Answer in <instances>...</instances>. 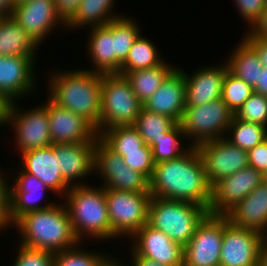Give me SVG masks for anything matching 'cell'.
Masks as SVG:
<instances>
[{"label":"cell","instance_id":"1","mask_svg":"<svg viewBox=\"0 0 267 266\" xmlns=\"http://www.w3.org/2000/svg\"><path fill=\"white\" fill-rule=\"evenodd\" d=\"M150 194L162 199L191 202L209 210L212 186L198 149L193 146L176 159L154 164Z\"/></svg>","mask_w":267,"mask_h":266},{"label":"cell","instance_id":"2","mask_svg":"<svg viewBox=\"0 0 267 266\" xmlns=\"http://www.w3.org/2000/svg\"><path fill=\"white\" fill-rule=\"evenodd\" d=\"M47 96L61 108L87 120L100 135L102 74L91 69L56 71L48 78Z\"/></svg>","mask_w":267,"mask_h":266},{"label":"cell","instance_id":"3","mask_svg":"<svg viewBox=\"0 0 267 266\" xmlns=\"http://www.w3.org/2000/svg\"><path fill=\"white\" fill-rule=\"evenodd\" d=\"M16 227L21 245L58 253L81 243L75 236L65 204L32 211L21 216L12 226Z\"/></svg>","mask_w":267,"mask_h":266},{"label":"cell","instance_id":"4","mask_svg":"<svg viewBox=\"0 0 267 266\" xmlns=\"http://www.w3.org/2000/svg\"><path fill=\"white\" fill-rule=\"evenodd\" d=\"M99 187V188H98ZM75 236L80 242L93 238L110 240V221L105 188L89 184L71 186L64 197ZM84 239V240H83Z\"/></svg>","mask_w":267,"mask_h":266},{"label":"cell","instance_id":"5","mask_svg":"<svg viewBox=\"0 0 267 266\" xmlns=\"http://www.w3.org/2000/svg\"><path fill=\"white\" fill-rule=\"evenodd\" d=\"M207 214L206 208L191 202L151 197L147 224L184 247Z\"/></svg>","mask_w":267,"mask_h":266},{"label":"cell","instance_id":"6","mask_svg":"<svg viewBox=\"0 0 267 266\" xmlns=\"http://www.w3.org/2000/svg\"><path fill=\"white\" fill-rule=\"evenodd\" d=\"M142 108L125 76L102 74L100 134L116 126L133 125Z\"/></svg>","mask_w":267,"mask_h":266},{"label":"cell","instance_id":"7","mask_svg":"<svg viewBox=\"0 0 267 266\" xmlns=\"http://www.w3.org/2000/svg\"><path fill=\"white\" fill-rule=\"evenodd\" d=\"M150 193L105 189L110 240L131 237L148 221Z\"/></svg>","mask_w":267,"mask_h":266},{"label":"cell","instance_id":"8","mask_svg":"<svg viewBox=\"0 0 267 266\" xmlns=\"http://www.w3.org/2000/svg\"><path fill=\"white\" fill-rule=\"evenodd\" d=\"M234 116V112L218 98L204 105L185 107L180 124L188 143L190 141L196 147L209 140L225 138Z\"/></svg>","mask_w":267,"mask_h":266},{"label":"cell","instance_id":"9","mask_svg":"<svg viewBox=\"0 0 267 266\" xmlns=\"http://www.w3.org/2000/svg\"><path fill=\"white\" fill-rule=\"evenodd\" d=\"M17 104V101L11 102L7 124L13 127L18 152L22 154L52 145L47 100L29 110H22Z\"/></svg>","mask_w":267,"mask_h":266},{"label":"cell","instance_id":"10","mask_svg":"<svg viewBox=\"0 0 267 266\" xmlns=\"http://www.w3.org/2000/svg\"><path fill=\"white\" fill-rule=\"evenodd\" d=\"M94 173L100 175L103 188L122 191L150 193V180L142 173L132 170L123 157L115 154L99 138L95 146Z\"/></svg>","mask_w":267,"mask_h":266},{"label":"cell","instance_id":"11","mask_svg":"<svg viewBox=\"0 0 267 266\" xmlns=\"http://www.w3.org/2000/svg\"><path fill=\"white\" fill-rule=\"evenodd\" d=\"M266 236L261 232L238 227L224 215V234L219 266H257Z\"/></svg>","mask_w":267,"mask_h":266},{"label":"cell","instance_id":"12","mask_svg":"<svg viewBox=\"0 0 267 266\" xmlns=\"http://www.w3.org/2000/svg\"><path fill=\"white\" fill-rule=\"evenodd\" d=\"M224 215L207 214L184 246L183 266H219Z\"/></svg>","mask_w":267,"mask_h":266},{"label":"cell","instance_id":"13","mask_svg":"<svg viewBox=\"0 0 267 266\" xmlns=\"http://www.w3.org/2000/svg\"><path fill=\"white\" fill-rule=\"evenodd\" d=\"M196 148L211 186L249 165L247 151L231 144L225 138L203 142Z\"/></svg>","mask_w":267,"mask_h":266},{"label":"cell","instance_id":"14","mask_svg":"<svg viewBox=\"0 0 267 266\" xmlns=\"http://www.w3.org/2000/svg\"><path fill=\"white\" fill-rule=\"evenodd\" d=\"M262 182V173L249 165L220 179L212 186L208 213L226 215Z\"/></svg>","mask_w":267,"mask_h":266},{"label":"cell","instance_id":"15","mask_svg":"<svg viewBox=\"0 0 267 266\" xmlns=\"http://www.w3.org/2000/svg\"><path fill=\"white\" fill-rule=\"evenodd\" d=\"M11 17L39 46L57 26L66 28V23L56 11L54 0H28L17 4Z\"/></svg>","mask_w":267,"mask_h":266},{"label":"cell","instance_id":"16","mask_svg":"<svg viewBox=\"0 0 267 266\" xmlns=\"http://www.w3.org/2000/svg\"><path fill=\"white\" fill-rule=\"evenodd\" d=\"M36 58V56L0 55V93L10 102L31 95L35 87L37 88L38 79L34 76Z\"/></svg>","mask_w":267,"mask_h":266},{"label":"cell","instance_id":"17","mask_svg":"<svg viewBox=\"0 0 267 266\" xmlns=\"http://www.w3.org/2000/svg\"><path fill=\"white\" fill-rule=\"evenodd\" d=\"M131 255L155 260L166 266H183L184 247L164 232L145 224L131 236Z\"/></svg>","mask_w":267,"mask_h":266},{"label":"cell","instance_id":"18","mask_svg":"<svg viewBox=\"0 0 267 266\" xmlns=\"http://www.w3.org/2000/svg\"><path fill=\"white\" fill-rule=\"evenodd\" d=\"M12 179L14 182L9 185L8 209L11 225L26 213L46 209L56 204V202L41 203V200L46 197V192L52 191L34 175L21 169L18 171V176H13Z\"/></svg>","mask_w":267,"mask_h":266},{"label":"cell","instance_id":"19","mask_svg":"<svg viewBox=\"0 0 267 266\" xmlns=\"http://www.w3.org/2000/svg\"><path fill=\"white\" fill-rule=\"evenodd\" d=\"M47 113L52 144L96 142V129L83 117L47 98Z\"/></svg>","mask_w":267,"mask_h":266},{"label":"cell","instance_id":"20","mask_svg":"<svg viewBox=\"0 0 267 266\" xmlns=\"http://www.w3.org/2000/svg\"><path fill=\"white\" fill-rule=\"evenodd\" d=\"M95 146L96 142L52 144L62 177L70 186L85 185L80 181L94 175Z\"/></svg>","mask_w":267,"mask_h":266},{"label":"cell","instance_id":"21","mask_svg":"<svg viewBox=\"0 0 267 266\" xmlns=\"http://www.w3.org/2000/svg\"><path fill=\"white\" fill-rule=\"evenodd\" d=\"M221 66L198 68L194 74L181 68L185 79V107H196L221 98L226 62Z\"/></svg>","mask_w":267,"mask_h":266},{"label":"cell","instance_id":"22","mask_svg":"<svg viewBox=\"0 0 267 266\" xmlns=\"http://www.w3.org/2000/svg\"><path fill=\"white\" fill-rule=\"evenodd\" d=\"M185 96L184 74L180 67H176L143 104V108L180 123L185 109Z\"/></svg>","mask_w":267,"mask_h":266},{"label":"cell","instance_id":"23","mask_svg":"<svg viewBox=\"0 0 267 266\" xmlns=\"http://www.w3.org/2000/svg\"><path fill=\"white\" fill-rule=\"evenodd\" d=\"M21 169L40 179L52 193L65 196L70 185L63 179L52 145L21 154Z\"/></svg>","mask_w":267,"mask_h":266},{"label":"cell","instance_id":"24","mask_svg":"<svg viewBox=\"0 0 267 266\" xmlns=\"http://www.w3.org/2000/svg\"><path fill=\"white\" fill-rule=\"evenodd\" d=\"M229 221L242 228L267 235V184L260 183L226 214Z\"/></svg>","mask_w":267,"mask_h":266},{"label":"cell","instance_id":"25","mask_svg":"<svg viewBox=\"0 0 267 266\" xmlns=\"http://www.w3.org/2000/svg\"><path fill=\"white\" fill-rule=\"evenodd\" d=\"M88 30V57H91L92 72L114 74V19L106 25Z\"/></svg>","mask_w":267,"mask_h":266},{"label":"cell","instance_id":"26","mask_svg":"<svg viewBox=\"0 0 267 266\" xmlns=\"http://www.w3.org/2000/svg\"><path fill=\"white\" fill-rule=\"evenodd\" d=\"M38 47L35 40L11 16L0 18V55L37 56Z\"/></svg>","mask_w":267,"mask_h":266},{"label":"cell","instance_id":"27","mask_svg":"<svg viewBox=\"0 0 267 266\" xmlns=\"http://www.w3.org/2000/svg\"><path fill=\"white\" fill-rule=\"evenodd\" d=\"M116 5L115 0H81L72 18L66 23L67 29H76L106 25L108 22L121 17L112 10ZM114 15H113V14Z\"/></svg>","mask_w":267,"mask_h":266},{"label":"cell","instance_id":"28","mask_svg":"<svg viewBox=\"0 0 267 266\" xmlns=\"http://www.w3.org/2000/svg\"><path fill=\"white\" fill-rule=\"evenodd\" d=\"M238 44L226 62L228 70L254 88L263 65L256 50L244 38Z\"/></svg>","mask_w":267,"mask_h":266},{"label":"cell","instance_id":"29","mask_svg":"<svg viewBox=\"0 0 267 266\" xmlns=\"http://www.w3.org/2000/svg\"><path fill=\"white\" fill-rule=\"evenodd\" d=\"M176 68L166 61L152 68L125 72L137 99L144 104L162 85L167 76Z\"/></svg>","mask_w":267,"mask_h":266},{"label":"cell","instance_id":"30","mask_svg":"<svg viewBox=\"0 0 267 266\" xmlns=\"http://www.w3.org/2000/svg\"><path fill=\"white\" fill-rule=\"evenodd\" d=\"M134 20L129 15L114 19V74L120 73L121 64L126 60L133 43L141 34L140 26L136 23V19Z\"/></svg>","mask_w":267,"mask_h":266},{"label":"cell","instance_id":"31","mask_svg":"<svg viewBox=\"0 0 267 266\" xmlns=\"http://www.w3.org/2000/svg\"><path fill=\"white\" fill-rule=\"evenodd\" d=\"M142 34L133 43L126 60L121 64L120 75L134 70L152 68L165 61L158 53L155 44Z\"/></svg>","mask_w":267,"mask_h":266},{"label":"cell","instance_id":"32","mask_svg":"<svg viewBox=\"0 0 267 266\" xmlns=\"http://www.w3.org/2000/svg\"><path fill=\"white\" fill-rule=\"evenodd\" d=\"M99 139L121 157L125 155V152L140 151L145 145L143 138L133 125L106 129L99 135Z\"/></svg>","mask_w":267,"mask_h":266},{"label":"cell","instance_id":"33","mask_svg":"<svg viewBox=\"0 0 267 266\" xmlns=\"http://www.w3.org/2000/svg\"><path fill=\"white\" fill-rule=\"evenodd\" d=\"M267 138V127L237 119L230 123L225 139L242 150L249 151Z\"/></svg>","mask_w":267,"mask_h":266},{"label":"cell","instance_id":"34","mask_svg":"<svg viewBox=\"0 0 267 266\" xmlns=\"http://www.w3.org/2000/svg\"><path fill=\"white\" fill-rule=\"evenodd\" d=\"M182 139L188 142L181 124L175 123L166 133H164V136L160 137L150 146L154 164L170 161L186 154L193 145L189 143L188 148L185 149L182 147V145L185 144H180Z\"/></svg>","mask_w":267,"mask_h":266},{"label":"cell","instance_id":"35","mask_svg":"<svg viewBox=\"0 0 267 266\" xmlns=\"http://www.w3.org/2000/svg\"><path fill=\"white\" fill-rule=\"evenodd\" d=\"M176 122L170 117L147 111L142 108L133 126L143 138L146 145L151 146L156 140L164 136Z\"/></svg>","mask_w":267,"mask_h":266},{"label":"cell","instance_id":"36","mask_svg":"<svg viewBox=\"0 0 267 266\" xmlns=\"http://www.w3.org/2000/svg\"><path fill=\"white\" fill-rule=\"evenodd\" d=\"M253 92V88L232 74L226 64V75L223 81L221 99L234 114L249 99Z\"/></svg>","mask_w":267,"mask_h":266},{"label":"cell","instance_id":"37","mask_svg":"<svg viewBox=\"0 0 267 266\" xmlns=\"http://www.w3.org/2000/svg\"><path fill=\"white\" fill-rule=\"evenodd\" d=\"M83 242L73 248L54 254V266H98L108 255L80 248ZM79 247V248H78ZM89 251V252H88Z\"/></svg>","mask_w":267,"mask_h":266},{"label":"cell","instance_id":"38","mask_svg":"<svg viewBox=\"0 0 267 266\" xmlns=\"http://www.w3.org/2000/svg\"><path fill=\"white\" fill-rule=\"evenodd\" d=\"M235 117L267 127V97L253 92L249 99L235 113Z\"/></svg>","mask_w":267,"mask_h":266},{"label":"cell","instance_id":"39","mask_svg":"<svg viewBox=\"0 0 267 266\" xmlns=\"http://www.w3.org/2000/svg\"><path fill=\"white\" fill-rule=\"evenodd\" d=\"M123 161L132 170L144 174L149 180L154 170V161L152 157V149L149 145H144L140 151L125 152Z\"/></svg>","mask_w":267,"mask_h":266},{"label":"cell","instance_id":"40","mask_svg":"<svg viewBox=\"0 0 267 266\" xmlns=\"http://www.w3.org/2000/svg\"><path fill=\"white\" fill-rule=\"evenodd\" d=\"M17 258L11 266H54V254L19 245Z\"/></svg>","mask_w":267,"mask_h":266},{"label":"cell","instance_id":"41","mask_svg":"<svg viewBox=\"0 0 267 266\" xmlns=\"http://www.w3.org/2000/svg\"><path fill=\"white\" fill-rule=\"evenodd\" d=\"M233 2L240 16L249 24V30L260 19L267 5V0H234Z\"/></svg>","mask_w":267,"mask_h":266},{"label":"cell","instance_id":"42","mask_svg":"<svg viewBox=\"0 0 267 266\" xmlns=\"http://www.w3.org/2000/svg\"><path fill=\"white\" fill-rule=\"evenodd\" d=\"M6 176V178L4 177ZM7 176L0 169V231L4 228L7 229L12 227L8 219V209H9V184L7 182ZM6 179V180H5Z\"/></svg>","mask_w":267,"mask_h":266},{"label":"cell","instance_id":"43","mask_svg":"<svg viewBox=\"0 0 267 266\" xmlns=\"http://www.w3.org/2000/svg\"><path fill=\"white\" fill-rule=\"evenodd\" d=\"M249 166L264 173L267 170V138L247 151Z\"/></svg>","mask_w":267,"mask_h":266},{"label":"cell","instance_id":"44","mask_svg":"<svg viewBox=\"0 0 267 266\" xmlns=\"http://www.w3.org/2000/svg\"><path fill=\"white\" fill-rule=\"evenodd\" d=\"M246 32L243 38L256 50L263 67H267V37H257Z\"/></svg>","mask_w":267,"mask_h":266},{"label":"cell","instance_id":"45","mask_svg":"<svg viewBox=\"0 0 267 266\" xmlns=\"http://www.w3.org/2000/svg\"><path fill=\"white\" fill-rule=\"evenodd\" d=\"M80 1L81 0H54L56 11L65 23L75 14Z\"/></svg>","mask_w":267,"mask_h":266},{"label":"cell","instance_id":"46","mask_svg":"<svg viewBox=\"0 0 267 266\" xmlns=\"http://www.w3.org/2000/svg\"><path fill=\"white\" fill-rule=\"evenodd\" d=\"M253 36L267 37V5L264 8L260 19L248 30Z\"/></svg>","mask_w":267,"mask_h":266},{"label":"cell","instance_id":"47","mask_svg":"<svg viewBox=\"0 0 267 266\" xmlns=\"http://www.w3.org/2000/svg\"><path fill=\"white\" fill-rule=\"evenodd\" d=\"M11 102L0 93V127L7 125Z\"/></svg>","mask_w":267,"mask_h":266},{"label":"cell","instance_id":"48","mask_svg":"<svg viewBox=\"0 0 267 266\" xmlns=\"http://www.w3.org/2000/svg\"><path fill=\"white\" fill-rule=\"evenodd\" d=\"M254 92L267 97V67H263L259 76V83L253 88Z\"/></svg>","mask_w":267,"mask_h":266},{"label":"cell","instance_id":"49","mask_svg":"<svg viewBox=\"0 0 267 266\" xmlns=\"http://www.w3.org/2000/svg\"><path fill=\"white\" fill-rule=\"evenodd\" d=\"M131 257L132 265L130 266H166L156 262L155 260H151L149 258L142 257L139 255H131Z\"/></svg>","mask_w":267,"mask_h":266},{"label":"cell","instance_id":"50","mask_svg":"<svg viewBox=\"0 0 267 266\" xmlns=\"http://www.w3.org/2000/svg\"><path fill=\"white\" fill-rule=\"evenodd\" d=\"M14 6L12 0H0V18L12 16Z\"/></svg>","mask_w":267,"mask_h":266},{"label":"cell","instance_id":"51","mask_svg":"<svg viewBox=\"0 0 267 266\" xmlns=\"http://www.w3.org/2000/svg\"><path fill=\"white\" fill-rule=\"evenodd\" d=\"M109 256L106 257L98 266H128L125 263L119 262L120 260L116 259L117 257ZM116 259V260H115Z\"/></svg>","mask_w":267,"mask_h":266},{"label":"cell","instance_id":"52","mask_svg":"<svg viewBox=\"0 0 267 266\" xmlns=\"http://www.w3.org/2000/svg\"><path fill=\"white\" fill-rule=\"evenodd\" d=\"M257 266H267V243L264 244L261 250Z\"/></svg>","mask_w":267,"mask_h":266},{"label":"cell","instance_id":"53","mask_svg":"<svg viewBox=\"0 0 267 266\" xmlns=\"http://www.w3.org/2000/svg\"><path fill=\"white\" fill-rule=\"evenodd\" d=\"M262 176H263V183L267 184V170L262 173Z\"/></svg>","mask_w":267,"mask_h":266},{"label":"cell","instance_id":"54","mask_svg":"<svg viewBox=\"0 0 267 266\" xmlns=\"http://www.w3.org/2000/svg\"><path fill=\"white\" fill-rule=\"evenodd\" d=\"M12 1H13L14 5H17V4H21L23 2H26L28 0H12Z\"/></svg>","mask_w":267,"mask_h":266}]
</instances>
